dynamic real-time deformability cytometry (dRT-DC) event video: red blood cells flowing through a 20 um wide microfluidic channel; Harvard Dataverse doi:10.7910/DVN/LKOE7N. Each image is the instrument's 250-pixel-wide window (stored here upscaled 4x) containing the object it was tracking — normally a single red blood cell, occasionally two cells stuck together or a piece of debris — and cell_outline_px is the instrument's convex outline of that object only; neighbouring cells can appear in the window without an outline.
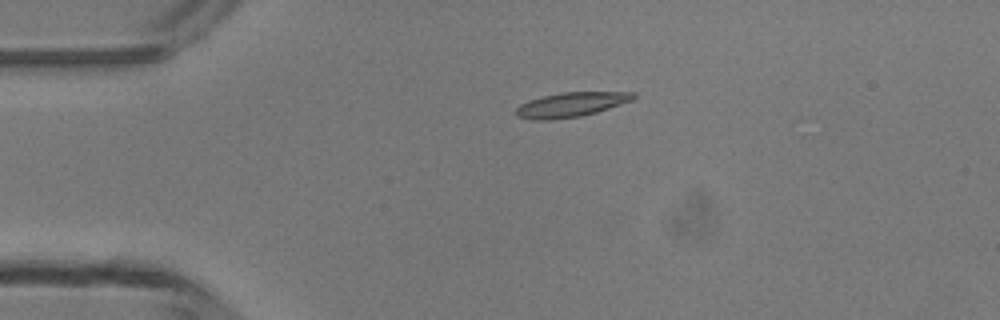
{"species": "common noctule bat (a hibernating species)", "species_latin": "Nyctalus noctula", "temperature_condition": "room temperature", "stored_images_in_passage": 4, "camera_frame_rate_fps": 3000, "um_per_image_px": 0.085, "animal": {"sex": "male", "body_mass_g": 13.3}, "frame": {"image": 1, "passage_image": 3, "time_ms": 3.333, "image_size_px": [1000, 320], "cell_outline_px": [[636, 96], [632, 100], [596, 112], [580, 116], [552, 120], [536, 120], [516, 116], [516, 108], [520, 104], [528, 100], [544, 96], [564, 92], [636, 92]], "centroid_in_image_um": [48.52, 8.89], "position_along_channel_um": 36.5, "area_um2": 16.65}}